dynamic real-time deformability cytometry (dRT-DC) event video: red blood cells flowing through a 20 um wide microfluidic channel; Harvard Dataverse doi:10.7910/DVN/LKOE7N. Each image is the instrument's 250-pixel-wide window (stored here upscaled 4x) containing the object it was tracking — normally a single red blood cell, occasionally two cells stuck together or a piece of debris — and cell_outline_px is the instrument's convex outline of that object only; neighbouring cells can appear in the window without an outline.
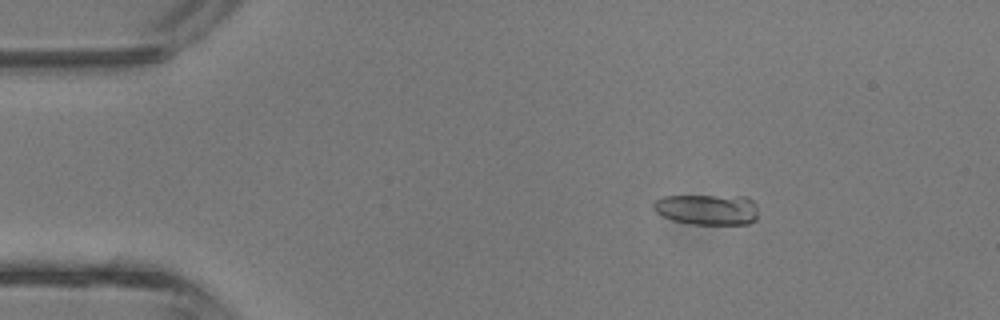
{"species": "common noctule bat (a hibernating species)", "species_latin": "Nyctalus noctula", "temperature_condition": "room temperature", "stored_images_in_passage": 13, "camera_frame_rate_fps": 3000, "um_per_image_px": 0.085, "animal": {"sex": "male", "body_mass_g": 13.3}, "frame": {"image": 1, "passage_image": 1, "time_ms": 0.0, "image_size_px": [1000, 320], "cell_outline_px": [[756, 220], [748, 224], [692, 224], [672, 220], [656, 212], [652, 208], [652, 204], [656, 200], [664, 196], [744, 196], [752, 200], [756, 204]], "centroid_in_image_um": [60.11, 17.8], "position_along_channel_um": 24.9, "area_um2": 18.73}}